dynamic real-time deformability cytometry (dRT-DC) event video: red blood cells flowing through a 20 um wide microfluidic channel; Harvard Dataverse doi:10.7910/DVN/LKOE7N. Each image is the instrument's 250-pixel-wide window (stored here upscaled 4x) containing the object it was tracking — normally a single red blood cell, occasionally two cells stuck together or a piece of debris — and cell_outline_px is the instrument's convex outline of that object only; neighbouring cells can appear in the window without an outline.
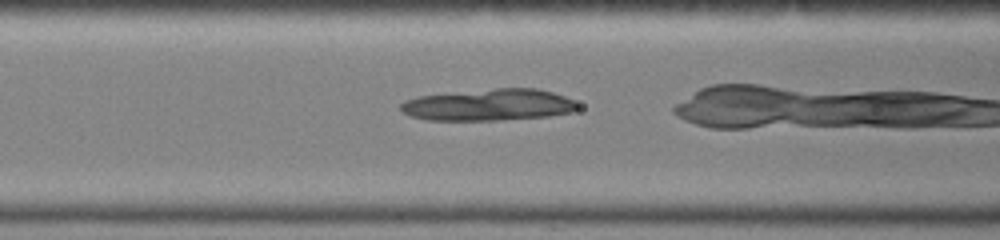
{"species": "common noctule bat (a hibernating species)", "species_latin": "Nyctalus noctula", "temperature_condition": "warm", "stored_images_in_passage": 25, "camera_frame_rate_fps": 3000, "um_per_image_px": 0.085, "animal": {"sex": "female", "body_mass_g": 19.0, "forearm_length_mm": 51.5}, "frame": {"image": 1, "passage_image": 13, "time_ms": 4.0, "image_size_px": [1000, 240], "cell_outline_px": [[580, 108], [572, 112], [548, 116], [500, 120], [428, 120], [412, 116], [400, 112], [400, 104], [404, 100], [416, 96], [496, 88], [536, 88], [552, 92], [564, 96], [580, 104]], "centroid_in_image_um": [41.54, 8.91], "position_along_channel_um": 125.1, "area_um2": 32.83}}
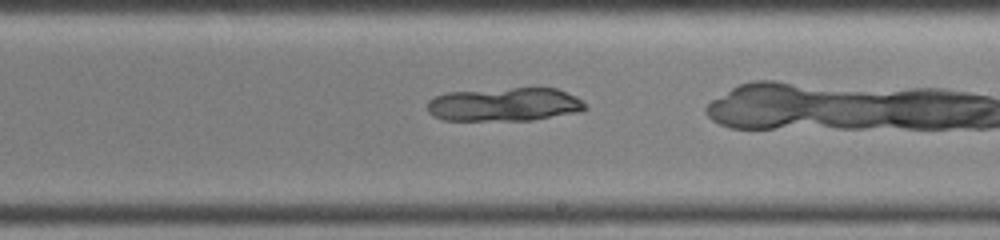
{"frame": {"image": 2, "passage_image": 20, "time_ms": 6.333, "image_size_px": [1000, 240], "cell_outline_px": [[588, 108], [580, 112], [532, 120], [444, 120], [432, 116], [428, 112], [428, 100], [436, 96], [448, 92], [512, 88], [556, 88], [576, 96], [588, 104]], "centroid_in_image_um": [42.92, 8.88], "position_along_channel_um": 246.1, "area_um2": 31.04}}